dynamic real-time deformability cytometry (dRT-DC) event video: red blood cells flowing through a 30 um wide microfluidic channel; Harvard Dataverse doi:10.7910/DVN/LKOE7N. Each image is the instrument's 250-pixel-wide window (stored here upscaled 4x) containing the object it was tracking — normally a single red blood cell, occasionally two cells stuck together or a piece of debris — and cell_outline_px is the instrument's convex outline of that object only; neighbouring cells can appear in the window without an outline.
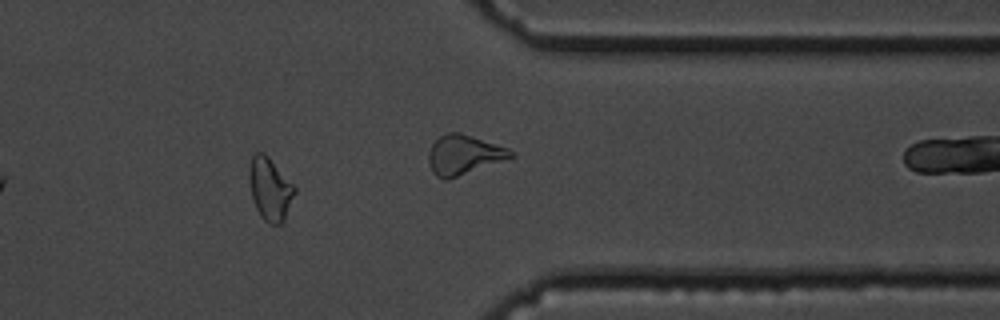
{"species": "common noctule bat (a hibernating species)", "species_latin": "Nyctalus noctula", "temperature_condition": "cold", "stored_images_in_passage": 41, "camera_frame_rate_fps": 3000, "um_per_image_px": 0.085, "animal": {"sex": "male", "body_mass_g": 19.5, "forearm_length_mm": 54.6}, "frame": {"image": 1, "passage_image": 30, "time_ms": 9.667, "image_size_px": [1000, 320], "cell_outline_px": [[296, 192], [284, 220], [280, 224], [268, 224], [260, 216], [256, 208], [252, 196], [248, 180], [248, 168], [252, 156], [256, 152], [264, 152], [268, 156], [296, 188]], "centroid_in_image_um": [22.93, 16.06], "position_along_channel_um": 388.5, "area_um2": 16.65}, "authors_computed_cell_mechanics": {"area_um2": 16.473, "velocity_mm_per_s": 3.6215, "shape_relaxation_time_tau1_ms": 6.3987, "shape_relaxation_time_tau2_ms": 4.6905, "deformation_change_tau1": 0.1224, "deformation_change_tau2": 0.1053}}